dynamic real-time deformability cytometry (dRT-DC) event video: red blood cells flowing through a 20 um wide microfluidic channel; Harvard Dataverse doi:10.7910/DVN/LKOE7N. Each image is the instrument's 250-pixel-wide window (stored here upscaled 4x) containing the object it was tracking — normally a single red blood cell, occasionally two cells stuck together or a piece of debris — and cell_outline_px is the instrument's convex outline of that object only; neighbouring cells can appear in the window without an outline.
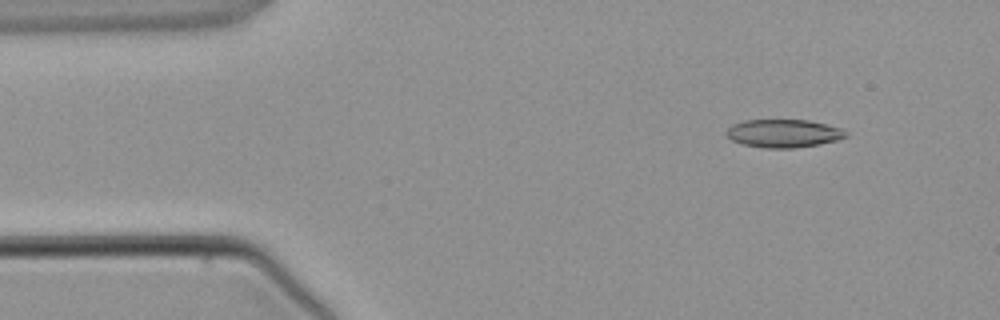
{"species": "common noctule bat (a hibernating species)", "species_latin": "Nyctalus noctula", "temperature_condition": "warm", "stored_images_in_passage": 3, "camera_frame_rate_fps": 3000, "um_per_image_px": 0.085, "animal": {"sex": "male", "body_mass_g": 21.5, "forearm_length_mm": 52.0}, "frame": {"image": 1, "passage_image": 1, "time_ms": 0.0, "image_size_px": [1000, 320], "cell_outline_px": [[848, 136], [836, 140], [820, 144], [792, 148], [764, 148], [744, 144], [732, 140], [724, 132], [732, 124], [744, 120], [808, 120], [840, 128], [848, 132]], "centroid_in_image_um": [66.59, 11.33], "position_along_channel_um": 18.4, "area_um2": 19.48}}
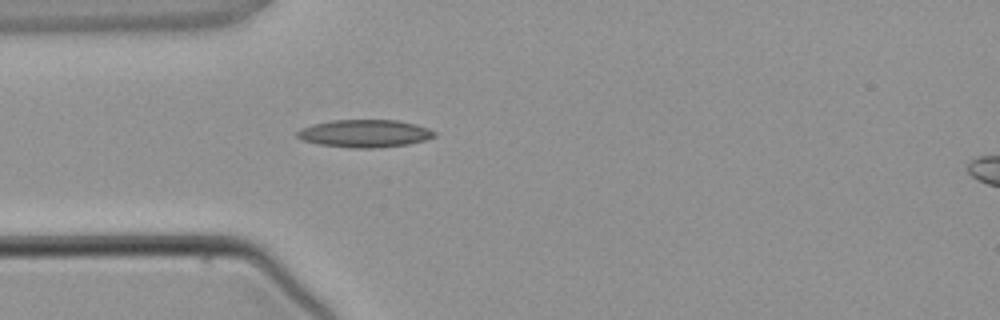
{"frame": {"image": 2, "passage_image": 3, "time_ms": 2.333, "image_size_px": [1000, 320], "cell_outline_px": [[436, 136], [424, 140], [408, 144], [376, 148], [352, 148], [320, 144], [304, 140], [296, 136], [296, 132], [300, 128], [312, 124], [332, 120], [396, 120], [416, 124], [428, 128], [436, 132]], "centroid_in_image_um": [31.0, 11.34], "position_along_channel_um": 54.0, "area_um2": 22.08}}